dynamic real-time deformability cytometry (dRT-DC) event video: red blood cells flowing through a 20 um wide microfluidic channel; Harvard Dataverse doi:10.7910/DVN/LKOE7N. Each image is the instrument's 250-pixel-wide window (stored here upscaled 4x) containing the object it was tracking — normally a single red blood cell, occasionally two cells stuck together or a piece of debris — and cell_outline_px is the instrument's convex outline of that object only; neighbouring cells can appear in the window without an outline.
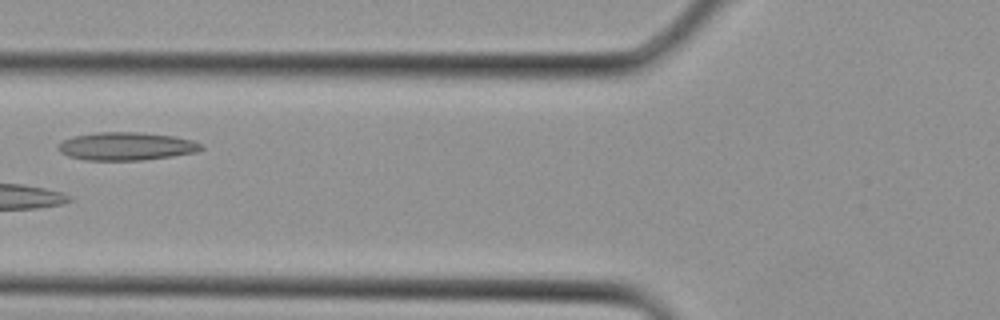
{"species": "Egyptian fruit bat (a non-hibernating species)", "species_latin": "Rousettus aegyptiacus", "temperature_condition": "cold", "stored_images_in_passage": 4, "camera_frame_rate_fps": 3000, "um_per_image_px": 0.085, "animal": {"sex": "female"}, "frame": {"image": 1, "passage_image": 4, "time_ms": 1.0, "image_size_px": [1000, 320], "cell_outline_px": [[204, 148], [196, 152], [172, 156], [140, 160], [84, 160], [68, 156], [60, 152], [56, 148], [56, 144], [64, 140], [76, 136], [96, 132], [136, 132], [172, 136], [192, 140], [204, 144]], "centroid_in_image_um": [10.72, 12.43], "position_along_channel_um": 115.1, "area_um2": 23.35}}